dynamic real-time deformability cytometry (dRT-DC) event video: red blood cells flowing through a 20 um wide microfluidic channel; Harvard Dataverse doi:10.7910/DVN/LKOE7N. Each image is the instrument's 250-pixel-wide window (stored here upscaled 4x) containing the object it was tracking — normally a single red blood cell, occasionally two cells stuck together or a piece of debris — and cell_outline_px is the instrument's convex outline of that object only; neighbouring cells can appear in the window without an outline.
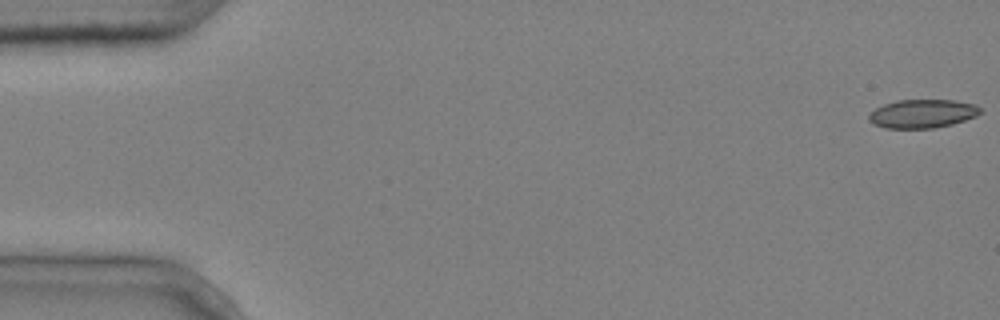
{"species": "common noctule bat (a hibernating species)", "species_latin": "Nyctalus noctula", "temperature_condition": "cold", "stored_images_in_passage": 5, "camera_frame_rate_fps": 3000, "um_per_image_px": 0.085, "animal": {"sex": "male", "body_mass_g": 20.4}, "frame": {"image": 1, "passage_image": 1, "time_ms": 0.0, "image_size_px": [1000, 320], "cell_outline_px": [[980, 112], [976, 116], [952, 124], [932, 128], [888, 128], [872, 124], [868, 120], [868, 116], [876, 108], [884, 104], [896, 100], [952, 100], [976, 104], [980, 108]], "centroid_in_image_um": [78.39, 9.66], "position_along_channel_um": 6.6, "area_um2": 18.44}}
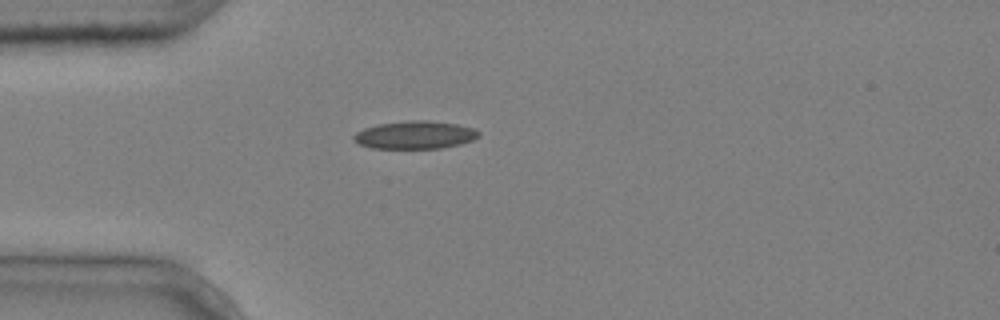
{"frame": {"image": 2, "passage_image": 5, "time_ms": 1.333, "image_size_px": [1000, 320], "cell_outline_px": [[480, 136], [472, 140], [460, 144], [440, 148], [372, 148], [360, 144], [352, 140], [352, 136], [356, 132], [364, 128], [380, 124], [412, 120], [424, 120], [456, 124], [476, 128], [480, 132]], "centroid_in_image_um": [35.29, 11.47], "position_along_channel_um": 49.7, "area_um2": 20.23}}